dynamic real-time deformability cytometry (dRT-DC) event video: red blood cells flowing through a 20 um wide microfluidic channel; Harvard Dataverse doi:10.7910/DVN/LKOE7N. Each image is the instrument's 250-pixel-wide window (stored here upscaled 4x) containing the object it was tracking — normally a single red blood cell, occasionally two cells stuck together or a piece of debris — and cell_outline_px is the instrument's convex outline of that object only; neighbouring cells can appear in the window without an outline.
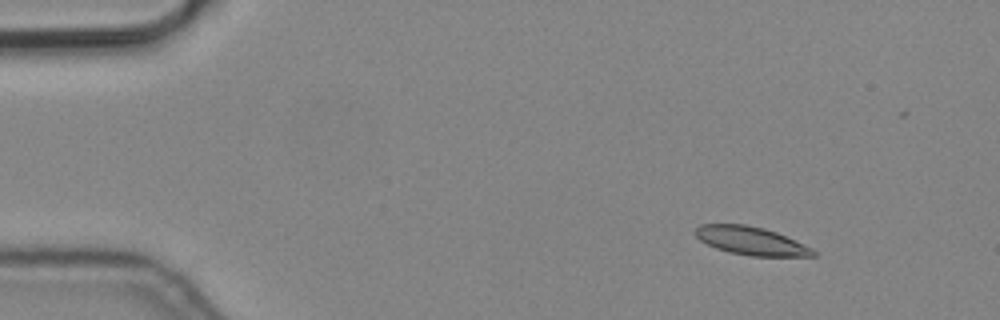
{"species": "common noctule bat (a hibernating species)", "species_latin": "Nyctalus noctula", "temperature_condition": "cold", "stored_images_in_passage": 4, "camera_frame_rate_fps": 3000, "um_per_image_px": 0.085, "animal": {"sex": "male", "body_mass_g": 19.2, "forearm_length_mm": 51.8}, "frame": {"image": 1, "passage_image": 1, "time_ms": 0.0, "image_size_px": [1000, 320], "cell_outline_px": [[816, 256], [752, 256], [728, 252], [716, 248], [700, 240], [692, 232], [700, 224], [744, 224], [764, 228], [776, 232], [812, 248], [816, 252]], "centroid_in_image_um": [63.81, 20.46], "position_along_channel_um": 21.2, "area_um2": 19.31}}
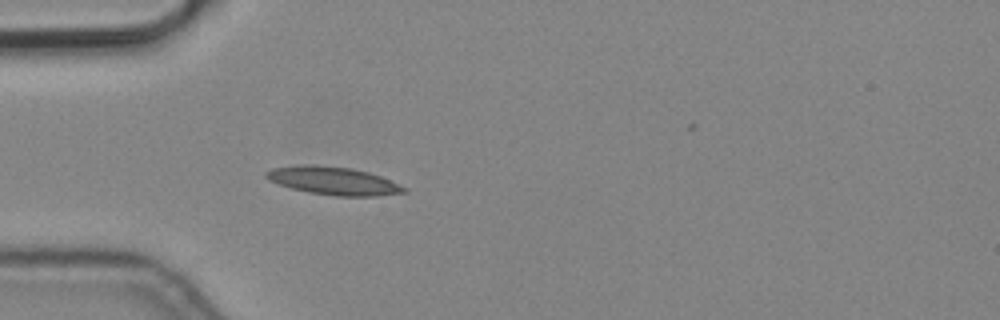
{"frame": {"image": 2, "passage_image": 4, "time_ms": 1.0, "image_size_px": [1000, 320], "cell_outline_px": [[408, 192], [376, 196], [336, 196], [308, 192], [292, 188], [268, 180], [264, 176], [264, 172], [272, 168], [300, 164], [316, 164], [352, 168], [368, 172], [380, 176], [408, 188]], "centroid_in_image_um": [28.32, 15.36], "position_along_channel_um": 56.7, "area_um2": 22.66}}